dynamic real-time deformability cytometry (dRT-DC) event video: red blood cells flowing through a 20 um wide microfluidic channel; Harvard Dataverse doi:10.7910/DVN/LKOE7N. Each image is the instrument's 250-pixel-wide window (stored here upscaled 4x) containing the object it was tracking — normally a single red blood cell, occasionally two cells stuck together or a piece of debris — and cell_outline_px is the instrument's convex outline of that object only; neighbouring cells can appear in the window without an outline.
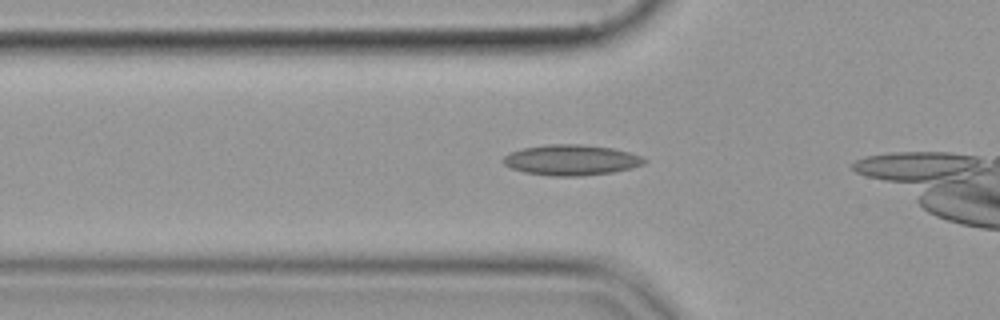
{"species": "common noctule bat (a hibernating species)", "species_latin": "Nyctalus noctula", "temperature_condition": "cold", "stored_images_in_passage": 7, "camera_frame_rate_fps": 3000, "um_per_image_px": 0.085, "animal": {"sex": "female", "body_mass_g": 19.9}, "frame": {"image": 1, "passage_image": 2, "time_ms": 0.333, "image_size_px": [1000, 320], "cell_outline_px": [[648, 160], [644, 164], [632, 168], [612, 172], [580, 176], [552, 176], [524, 172], [512, 168], [504, 164], [500, 160], [504, 156], [512, 152], [524, 148], [544, 144], [580, 144], [612, 148], [628, 152], [640, 156]], "centroid_in_image_um": [48.55, 13.6], "position_along_channel_um": 77.3, "area_um2": 25.09}}
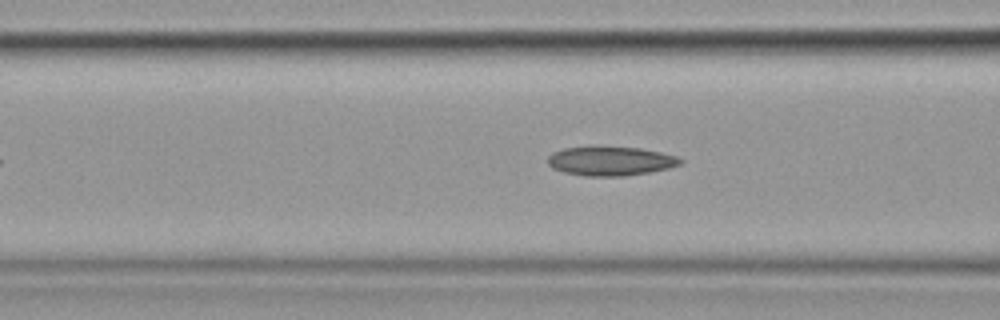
{"frame": {"image": 2, "passage_image": 5, "time_ms": 1.333, "image_size_px": [1000, 320], "cell_outline_px": [[684, 160], [680, 164], [668, 168], [648, 172], [624, 176], [584, 176], [564, 172], [552, 168], [548, 164], [548, 156], [552, 152], [564, 148], [640, 148], [660, 152], [676, 156]], "centroid_in_image_um": [51.88, 13.71], "position_along_channel_um": 114.7, "area_um2": 22.02}}